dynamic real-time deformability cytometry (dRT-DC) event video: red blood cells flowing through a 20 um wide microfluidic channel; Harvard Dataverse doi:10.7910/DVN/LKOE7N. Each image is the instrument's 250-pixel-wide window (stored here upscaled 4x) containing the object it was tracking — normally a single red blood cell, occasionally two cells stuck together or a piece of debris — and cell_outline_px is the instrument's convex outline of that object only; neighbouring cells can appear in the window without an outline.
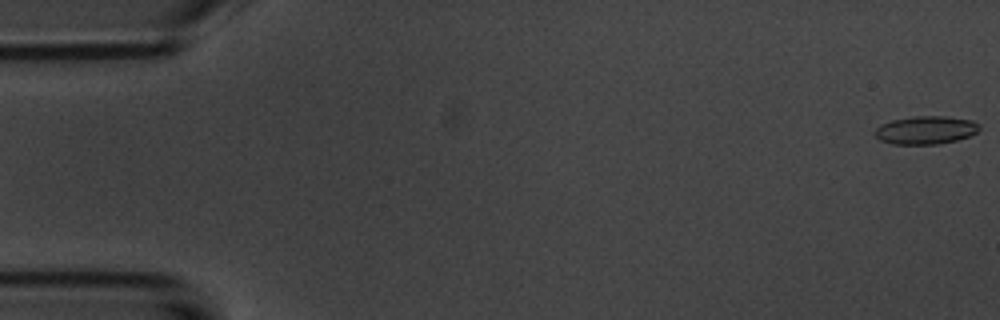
{"species": "common noctule bat (a hibernating species)", "species_latin": "Nyctalus noctula", "temperature_condition": "room temperature", "stored_images_in_passage": 54, "camera_frame_rate_fps": 3000, "um_per_image_px": 0.085, "animal": {"sex": "male", "body_mass_g": 20.1, "forearm_length_mm": 53.5}, "frame": {"image": 1, "passage_image": 1, "time_ms": 0.0, "image_size_px": [1000, 320], "cell_outline_px": [[980, 128], [976, 132], [968, 136], [956, 140], [936, 144], [892, 144], [880, 140], [876, 136], [876, 128], [880, 124], [892, 120], [912, 116], [944, 116], [972, 120], [980, 124]], "centroid_in_image_um": [78.68, 11.05], "position_along_channel_um": 6.3, "area_um2": 17.05}}
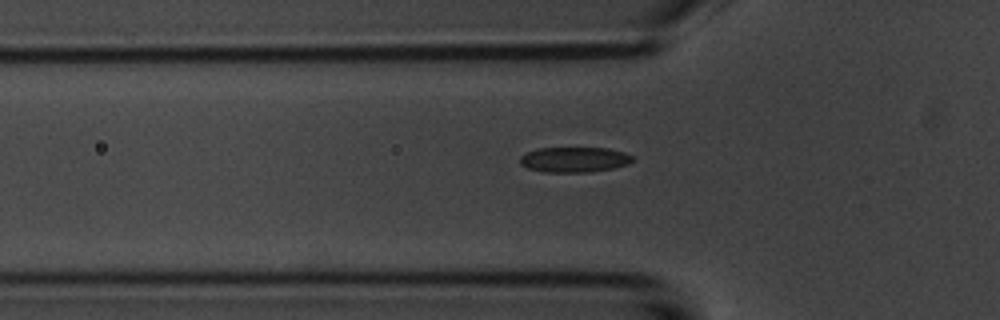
{"frame": {"image": 2, "passage_image": 18, "time_ms": 5.667, "image_size_px": [1000, 320], "cell_outline_px": [[636, 160], [628, 164], [612, 168], [588, 172], [544, 172], [528, 168], [520, 164], [520, 156], [524, 152], [536, 148], [608, 148], [624, 152], [632, 156]], "centroid_in_image_um": [48.8, 13.56], "position_along_channel_um": 77.0, "area_um2": 16.7}}
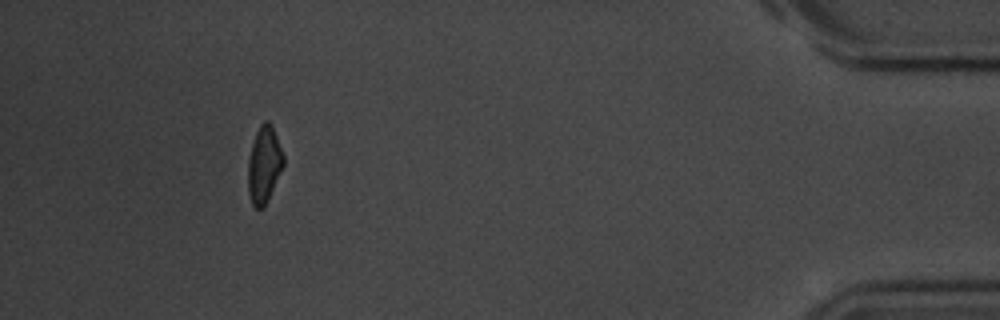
{"frame": {"image": 3, "passage_image": 50, "time_ms": 16.333, "image_size_px": [1000, 320], "cell_outline_px": [[284, 164], [268, 200], [264, 208], [256, 208], [252, 204], [248, 192], [248, 160], [252, 144], [256, 132], [260, 124], [264, 120], [268, 120], [272, 124], [284, 156]], "centroid_in_image_um": [22.45, 13.98], "position_along_channel_um": 412.8, "area_um2": 15.9}, "authors_computed_cell_mechanics": {"area_um2": 16.762, "velocity_mm_per_s": 3.7342, "shape_relaxation_time_tau1_ms": 2.4212, "shape_relaxation_time_tau2_ms": 6.2197, "deformation_change_tau1": 0.0918, "deformation_change_tau2": 0.1286}}